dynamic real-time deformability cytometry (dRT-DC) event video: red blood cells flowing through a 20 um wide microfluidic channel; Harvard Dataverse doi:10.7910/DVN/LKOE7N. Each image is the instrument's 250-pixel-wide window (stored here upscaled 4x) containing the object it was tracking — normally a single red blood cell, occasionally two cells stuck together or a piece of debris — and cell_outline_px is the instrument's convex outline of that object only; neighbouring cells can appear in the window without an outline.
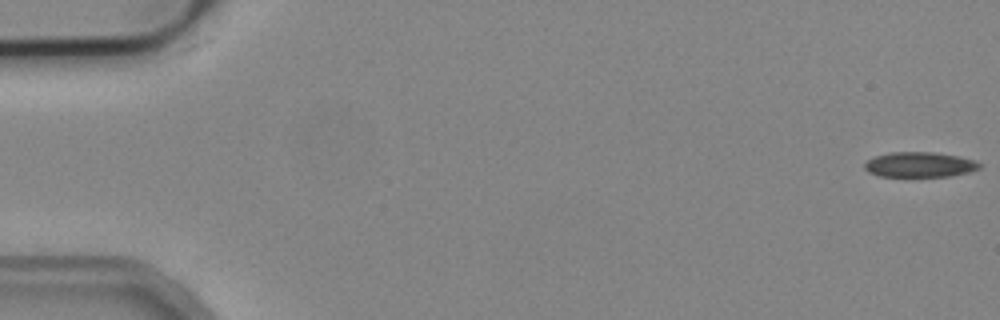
{"species": "common noctule bat (a hibernating species)", "species_latin": "Nyctalus noctula", "temperature_condition": "cold", "stored_images_in_passage": 5, "camera_frame_rate_fps": 3000, "um_per_image_px": 0.085, "animal": {"sex": "male", "body_mass_g": 19.2, "forearm_length_mm": 51.8}, "frame": {"image": 1, "passage_image": 1, "time_ms": 0.0, "image_size_px": [1000, 320], "cell_outline_px": [[984, 164], [980, 168], [968, 172], [952, 176], [880, 176], [868, 172], [864, 168], [864, 164], [868, 160], [876, 156], [892, 152], [932, 152], [956, 156], [976, 160]], "centroid_in_image_um": [78.2, 13.99], "position_along_channel_um": 6.8, "area_um2": 16.76}}
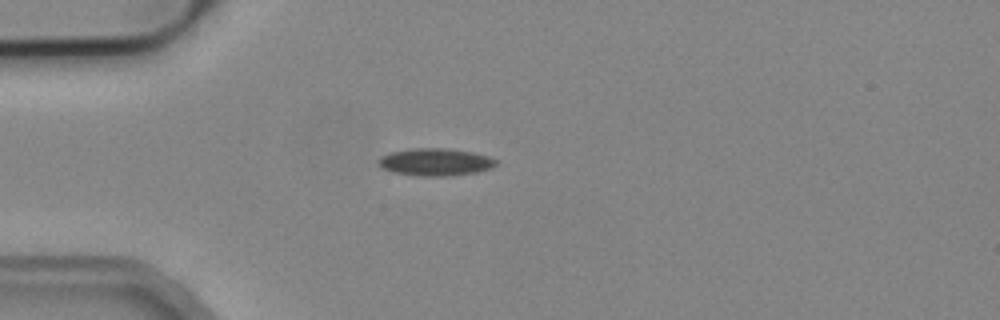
{"frame": {"image": 2, "passage_image": 5, "time_ms": 4.667, "image_size_px": [1000, 320], "cell_outline_px": [[496, 164], [492, 168], [476, 172], [444, 176], [420, 176], [392, 172], [384, 168], [380, 164], [380, 156], [392, 152], [412, 148], [444, 148], [472, 152], [488, 156], [496, 160]], "centroid_in_image_um": [37.02, 13.77], "position_along_channel_um": 48.0, "area_um2": 18.5}}